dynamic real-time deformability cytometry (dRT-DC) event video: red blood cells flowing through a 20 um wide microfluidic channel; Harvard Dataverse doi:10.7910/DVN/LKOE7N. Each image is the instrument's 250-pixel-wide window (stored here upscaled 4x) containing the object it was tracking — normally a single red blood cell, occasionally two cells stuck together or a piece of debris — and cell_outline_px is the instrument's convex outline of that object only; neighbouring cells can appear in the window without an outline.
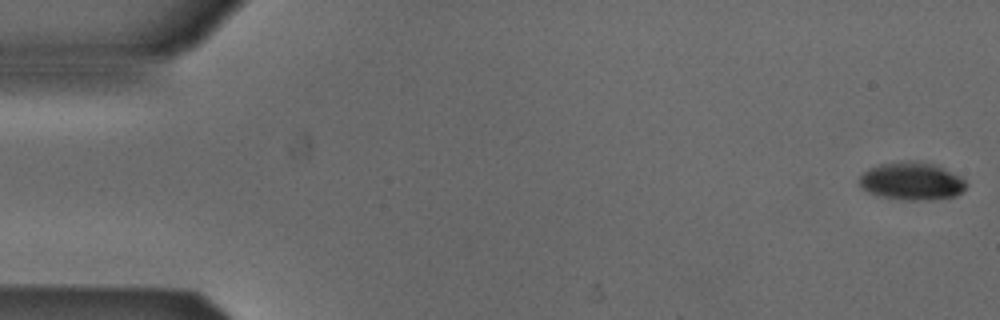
{"species": "Egyptian fruit bat (a non-hibernating species)", "species_latin": "Rousettus aegyptiacus", "temperature_condition": "cold", "stored_images_in_passage": 53, "camera_frame_rate_fps": 3000, "um_per_image_px": 0.085, "animal": {"sex": "male"}, "frame": {"image": 1, "passage_image": 1, "time_ms": 0.0, "image_size_px": [1000, 320], "cell_outline_px": [[968, 184], [956, 196], [932, 200], [904, 200], [876, 196], [868, 192], [860, 184], [860, 176], [868, 168], [880, 164], [900, 160], [920, 160], [936, 164], [960, 176]], "centroid_in_image_um": [77.5, 15.38], "position_along_channel_um": 7.5, "area_um2": 23.93}}
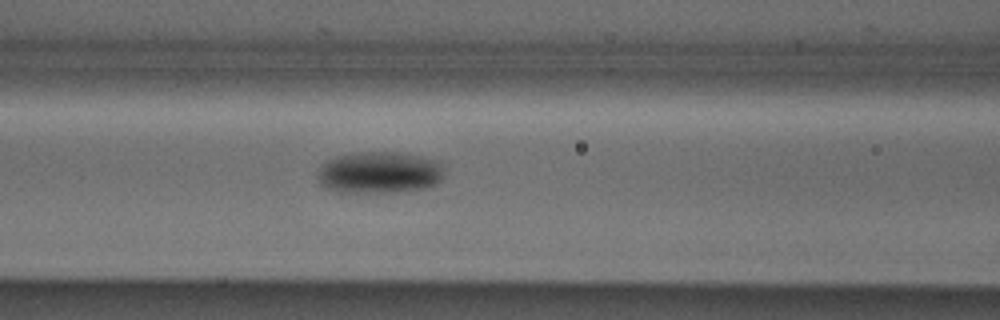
{"frame": {"image": 2, "passage_image": 22, "time_ms": 7.0, "image_size_px": [1000, 320], "cell_outline_px": [[444, 176], [436, 184], [424, 188], [396, 192], [340, 192], [324, 188], [320, 184], [316, 176], [320, 168], [328, 160], [336, 156], [352, 152], [400, 152], [440, 160], [444, 168]], "centroid_in_image_um": [32.26, 14.65], "position_along_channel_um": 134.3, "area_um2": 31.27}}
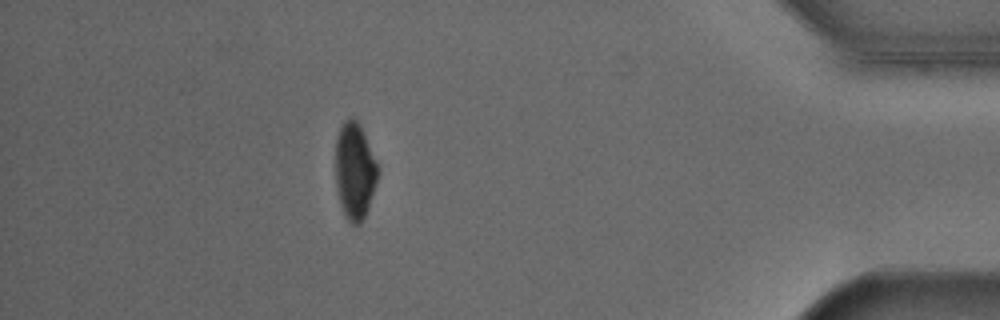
{"frame": {"image": 3, "passage_image": 47, "time_ms": 15.333, "image_size_px": [1000, 320], "cell_outline_px": [[380, 168], [368, 208], [360, 224], [352, 224], [344, 216], [340, 204], [336, 188], [336, 140], [340, 128], [344, 120], [348, 116], [352, 116], [360, 124]], "centroid_in_image_um": [30.15, 14.5], "position_along_channel_um": 405.0, "area_um2": 23.93}, "authors_computed_cell_mechanics": {"area_um2": 26.299, "velocity_mm_per_s": 3.859, "shape_relaxation_time_tau1_ms": 2.7952, "shape_relaxation_time_tau2_ms": null, "deformation_change_tau1": 0.1064, "deformation_change_tau2": null}}